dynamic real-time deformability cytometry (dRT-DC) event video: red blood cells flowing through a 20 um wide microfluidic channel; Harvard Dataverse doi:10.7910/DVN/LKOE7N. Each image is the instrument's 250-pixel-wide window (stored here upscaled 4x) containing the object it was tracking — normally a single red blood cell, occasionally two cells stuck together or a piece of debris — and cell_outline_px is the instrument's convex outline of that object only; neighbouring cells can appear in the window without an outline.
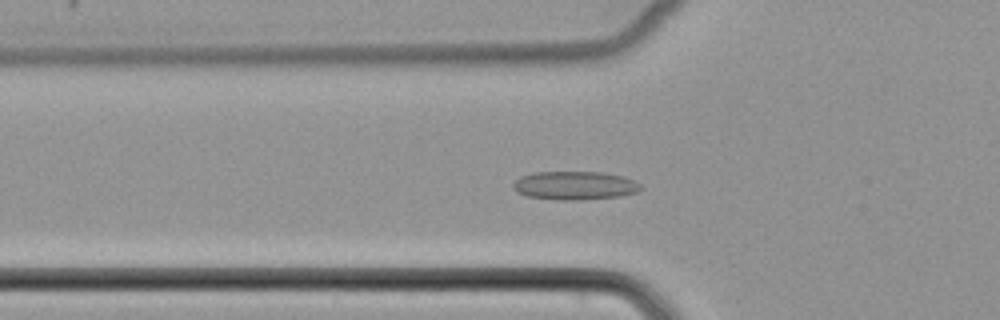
{"species": "common noctule bat (a hibernating species)", "species_latin": "Nyctalus noctula", "temperature_condition": "cold", "stored_images_in_passage": 35, "camera_frame_rate_fps": 3000, "um_per_image_px": 0.085, "animal": {"sex": "female", "body_mass_g": 22.7, "forearm_length_mm": 54.2}, "frame": {"image": 1, "passage_image": 2, "time_ms": 0.333, "image_size_px": [1000, 320], "cell_outline_px": [[644, 188], [636, 192], [620, 196], [580, 200], [560, 200], [528, 196], [516, 192], [512, 188], [512, 184], [520, 176], [536, 172], [604, 172], [624, 176], [640, 184]], "centroid_in_image_um": [48.85, 15.76], "position_along_channel_um": 76.9, "area_um2": 21.27}}
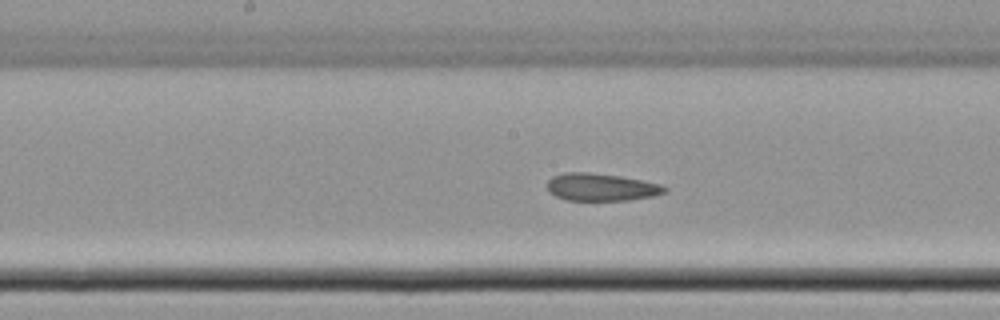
{"frame": {"image": 2, "passage_image": 11, "time_ms": 3.333, "image_size_px": [1000, 320], "cell_outline_px": [[668, 192], [652, 196], [628, 200], [568, 200], [556, 196], [548, 192], [548, 180], [552, 176], [564, 172], [588, 172], [620, 176], [660, 184], [668, 188]], "centroid_in_image_um": [51.09, 15.9], "position_along_channel_um": 197.1, "area_um2": 18.79}}
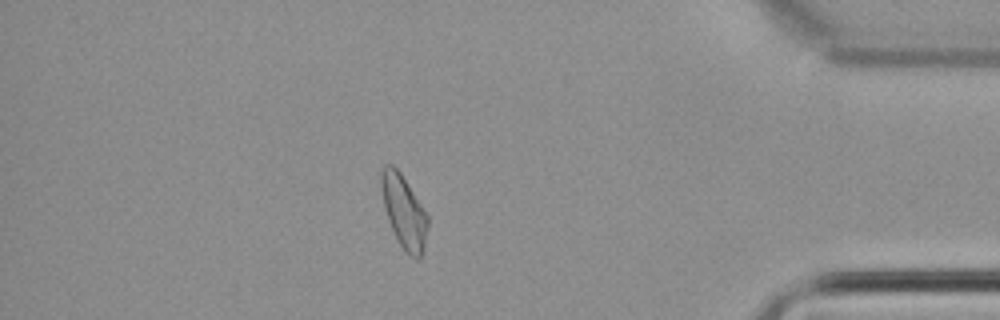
{"frame": {"image": 3, "passage_image": 29, "time_ms": 9.333, "image_size_px": [1000, 320], "cell_outline_px": [[428, 228], [424, 252], [420, 260], [416, 260], [404, 252], [388, 220], [384, 208], [380, 188], [380, 172], [384, 164], [392, 164], [400, 172], [428, 216]], "centroid_in_image_um": [34.33, 18.02], "position_along_channel_um": 400.9, "area_um2": 19.94}}